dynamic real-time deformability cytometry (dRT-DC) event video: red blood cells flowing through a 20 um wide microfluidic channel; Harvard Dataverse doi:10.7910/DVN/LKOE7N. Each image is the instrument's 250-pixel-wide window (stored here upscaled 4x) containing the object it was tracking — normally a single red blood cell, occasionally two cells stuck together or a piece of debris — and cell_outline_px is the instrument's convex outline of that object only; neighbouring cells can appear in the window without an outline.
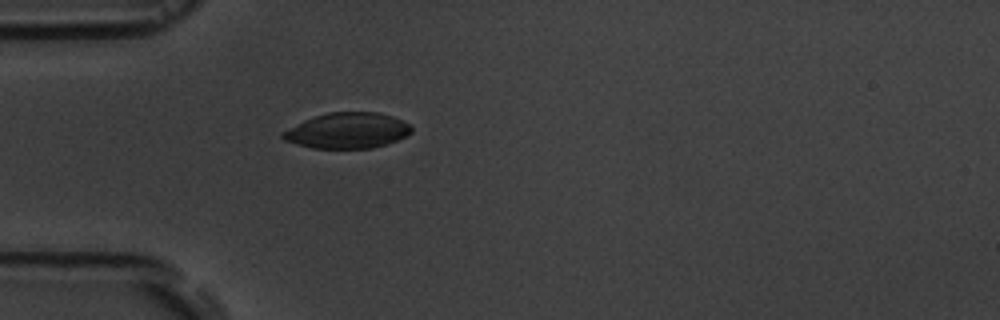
{"species": "common noctule bat (a hibernating species)", "species_latin": "Nyctalus noctula", "temperature_condition": "room temperature", "stored_images_in_passage": 1, "camera_frame_rate_fps": 3000, "um_per_image_px": 0.085, "animal": {"sex": "male", "body_mass_g": 19.5, "forearm_length_mm": 54.6}, "frame": {"image": 1, "passage_image": 1, "time_ms": 0.0, "image_size_px": [1000, 320], "cell_outline_px": [[412, 132], [388, 144], [372, 148], [312, 148], [284, 140], [280, 136], [280, 132], [304, 120], [328, 112], [376, 112], [392, 116], [408, 124], [412, 128]], "centroid_in_image_um": [29.5, 11.1], "position_along_channel_um": 55.5, "area_um2": 26.59}}